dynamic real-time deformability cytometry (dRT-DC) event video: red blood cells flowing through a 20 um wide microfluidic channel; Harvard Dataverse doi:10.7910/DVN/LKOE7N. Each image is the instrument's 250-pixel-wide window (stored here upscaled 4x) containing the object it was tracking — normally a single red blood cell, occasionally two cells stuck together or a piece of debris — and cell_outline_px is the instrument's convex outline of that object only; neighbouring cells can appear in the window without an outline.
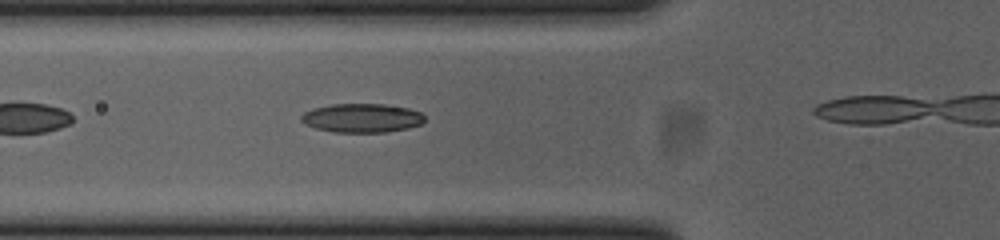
{"species": "common noctule bat (a hibernating species)", "species_latin": "Nyctalus noctula", "temperature_condition": "cold", "stored_images_in_passage": 8, "camera_frame_rate_fps": 3000, "um_per_image_px": 0.085, "animal": {"sex": "female", "body_mass_g": 23.0, "forearm_length_mm": 53.4}, "frame": {"image": 1, "passage_image": 4, "time_ms": 1.0, "image_size_px": [1000, 240], "cell_outline_px": [[424, 120], [420, 124], [408, 128], [384, 132], [332, 132], [316, 128], [300, 120], [300, 116], [304, 112], [312, 108], [332, 104], [384, 104], [408, 108], [420, 112], [424, 116]], "centroid_in_image_um": [30.74, 10.02], "position_along_channel_um": 95.1, "area_um2": 20.69}}